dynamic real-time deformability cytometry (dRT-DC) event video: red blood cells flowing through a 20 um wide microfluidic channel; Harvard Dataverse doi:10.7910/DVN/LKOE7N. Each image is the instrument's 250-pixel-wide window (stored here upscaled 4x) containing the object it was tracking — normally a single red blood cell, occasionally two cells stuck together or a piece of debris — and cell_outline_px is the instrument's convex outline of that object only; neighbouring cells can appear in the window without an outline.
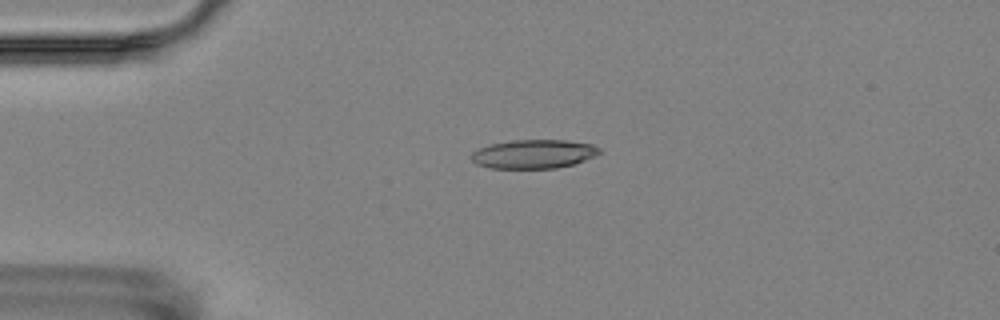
{"species": "Egyptian fruit bat (a non-hibernating species)", "species_latin": "Rousettus aegyptiacus", "temperature_condition": "room temperature", "stored_images_in_passage": 5, "camera_frame_rate_fps": 3000, "um_per_image_px": 0.085, "animal": {"sex": "female"}, "frame": {"image": 1, "passage_image": 4, "time_ms": 3.667, "image_size_px": [1000, 320], "cell_outline_px": [[604, 152], [596, 156], [572, 164], [556, 168], [492, 168], [476, 164], [468, 156], [476, 148], [492, 144], [512, 140], [564, 140], [592, 144], [600, 148]], "centroid_in_image_um": [45.35, 13.09], "position_along_channel_um": 39.6, "area_um2": 21.68}}